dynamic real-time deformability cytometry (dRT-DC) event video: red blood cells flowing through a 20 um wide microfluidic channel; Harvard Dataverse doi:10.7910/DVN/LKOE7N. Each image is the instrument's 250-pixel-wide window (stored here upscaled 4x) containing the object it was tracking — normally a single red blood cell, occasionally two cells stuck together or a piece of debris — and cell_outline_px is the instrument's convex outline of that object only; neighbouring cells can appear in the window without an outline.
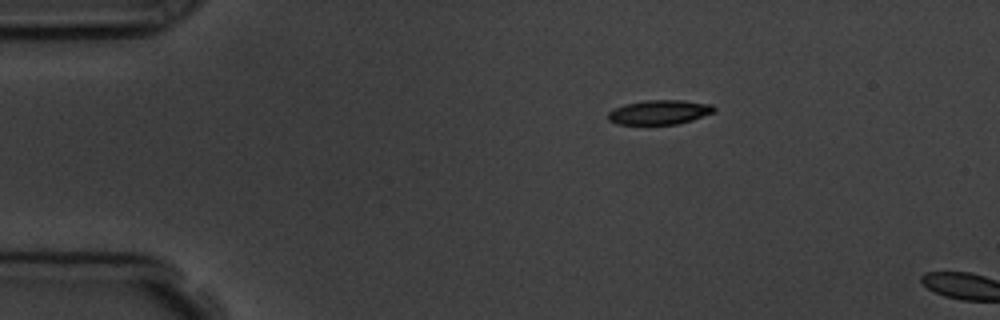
{"species": "common noctule bat (a hibernating species)", "species_latin": "Nyctalus noctula", "temperature_condition": "room temperature", "stored_images_in_passage": 2, "camera_frame_rate_fps": 3000, "um_per_image_px": 0.085, "animal": {"sex": "male", "body_mass_g": 19.5, "forearm_length_mm": 54.6}, "frame": {"image": 1, "passage_image": 1, "time_ms": 0.0, "image_size_px": [1000, 320], "cell_outline_px": [[716, 108], [712, 112], [692, 120], [676, 124], [616, 124], [608, 120], [608, 112], [612, 108], [624, 104], [648, 100], [680, 100], [712, 104]], "centroid_in_image_um": [56.0, 9.53], "position_along_channel_um": 29.0, "area_um2": 15.03}}